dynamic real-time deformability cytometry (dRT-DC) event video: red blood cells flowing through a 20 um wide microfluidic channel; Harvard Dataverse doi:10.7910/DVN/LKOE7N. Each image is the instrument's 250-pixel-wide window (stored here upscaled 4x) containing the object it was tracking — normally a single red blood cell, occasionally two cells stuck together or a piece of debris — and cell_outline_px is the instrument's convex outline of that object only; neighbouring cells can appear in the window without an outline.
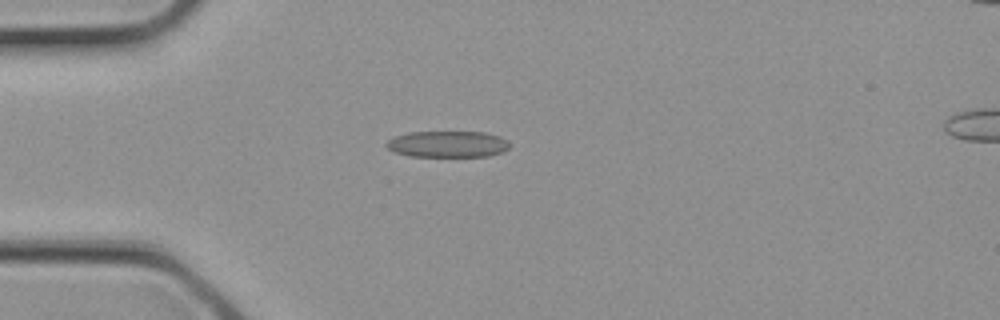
{"species": "common noctule bat (a hibernating species)", "species_latin": "Nyctalus noctula", "temperature_condition": "cold", "stored_images_in_passage": 3, "camera_frame_rate_fps": 3000, "um_per_image_px": 0.085, "animal": {"sex": "female", "body_mass_g": 21.9}, "frame": {"image": 1, "passage_image": 2, "time_ms": 0.333, "image_size_px": [1000, 320], "cell_outline_px": [[508, 148], [504, 152], [488, 156], [408, 156], [396, 152], [388, 148], [384, 144], [388, 140], [396, 136], [408, 132], [484, 132], [500, 136], [508, 140]], "centroid_in_image_um": [38.06, 12.25], "position_along_channel_um": 46.9, "area_um2": 18.9}}